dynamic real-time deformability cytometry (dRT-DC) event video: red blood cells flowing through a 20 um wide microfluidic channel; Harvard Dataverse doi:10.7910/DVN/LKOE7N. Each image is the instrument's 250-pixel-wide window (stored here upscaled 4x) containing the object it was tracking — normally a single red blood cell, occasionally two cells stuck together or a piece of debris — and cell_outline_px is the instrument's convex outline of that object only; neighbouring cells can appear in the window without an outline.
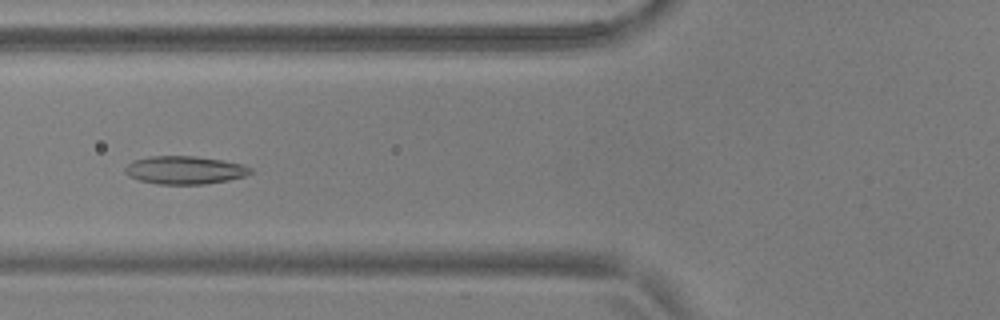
{"species": "common noctule bat (a hibernating species)", "species_latin": "Nyctalus noctula", "temperature_condition": "warm", "stored_images_in_passage": 40, "camera_frame_rate_fps": 3000, "um_per_image_px": 0.085, "animal": {"sex": "male", "body_mass_g": 17.9, "forearm_length_mm": 54.2}, "frame": {"image": 1, "passage_image": 7, "time_ms": 2.0, "image_size_px": [1000, 320], "cell_outline_px": [[252, 172], [244, 176], [228, 180], [204, 184], [156, 184], [140, 180], [128, 176], [124, 172], [124, 168], [132, 160], [148, 156], [196, 156], [244, 164], [252, 168]], "centroid_in_image_um": [15.67, 14.45], "position_along_channel_um": 110.1, "area_um2": 20.58}}
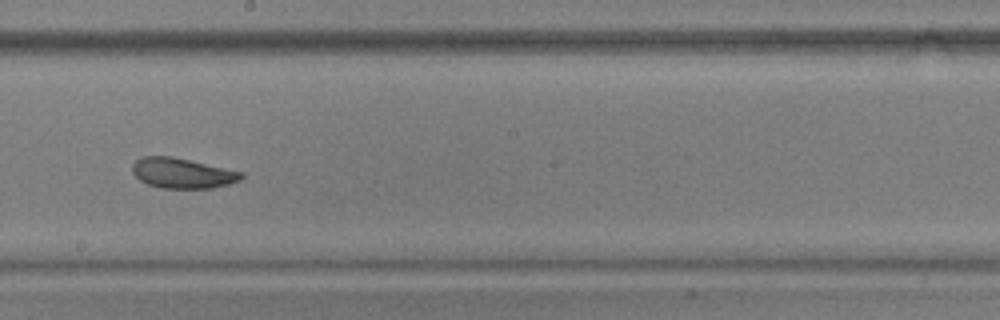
{"frame": {"image": 2, "passage_image": 17, "time_ms": 5.333, "image_size_px": [1000, 320], "cell_outline_px": [[244, 176], [240, 180], [228, 184], [212, 188], [160, 188], [148, 184], [140, 180], [132, 172], [132, 164], [140, 156], [172, 156], [244, 172]], "centroid_in_image_um": [15.49, 14.71], "position_along_channel_um": 232.7, "area_um2": 19.25}}
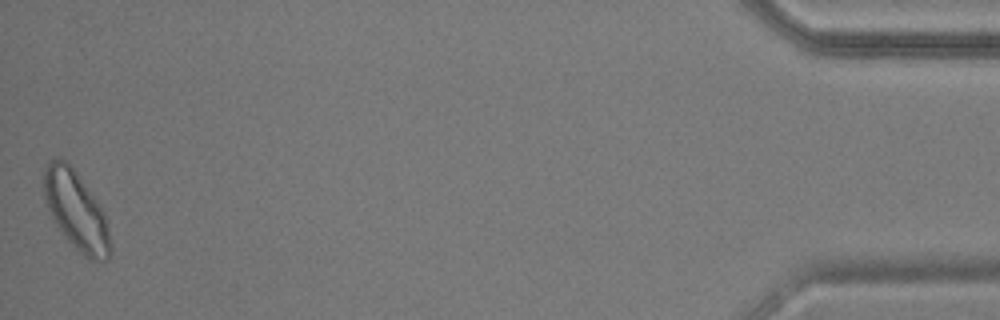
{"frame": {"image": 3, "passage_image": 40, "time_ms": 13.0, "image_size_px": [1000, 320], "cell_outline_px": [[112, 252], [108, 260], [92, 260], [84, 256], [68, 240], [56, 224], [48, 208], [44, 196], [44, 164], [52, 156], [64, 160], [76, 172], [96, 200], [104, 212], [112, 244]], "centroid_in_image_um": [6.48, 17.9], "position_along_channel_um": 428.7, "area_um2": 30.17}, "authors_computed_cell_mechanics": {"area_um2": 20.4323, "velocity_mm_per_s": 3.6739, "shape_relaxation_time_tau1_ms": 4.3348, "shape_relaxation_time_tau2_ms": 2.9646, "deformation_change_tau1": 0.0963, "deformation_change_tau2": 0.0793}}